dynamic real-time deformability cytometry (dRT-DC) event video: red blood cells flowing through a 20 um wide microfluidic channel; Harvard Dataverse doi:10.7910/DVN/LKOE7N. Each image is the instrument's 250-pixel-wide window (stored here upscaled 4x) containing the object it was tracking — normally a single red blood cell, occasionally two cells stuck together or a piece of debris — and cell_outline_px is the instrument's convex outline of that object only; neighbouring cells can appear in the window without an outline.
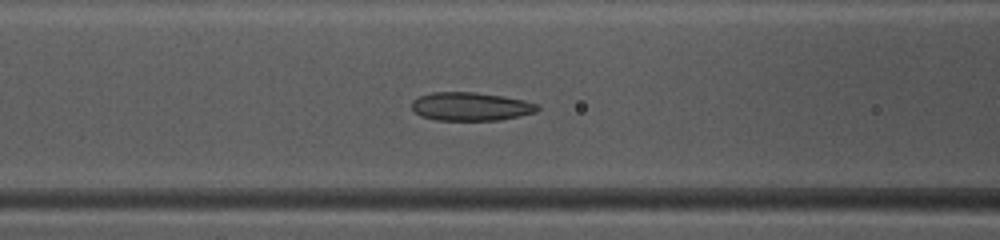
{"species": "common noctule bat (a hibernating species)", "species_latin": "Nyctalus noctula", "temperature_condition": "warm", "stored_images_in_passage": 37, "camera_frame_rate_fps": 3000, "um_per_image_px": 0.085, "animal": {"sex": "female", "body_mass_g": 10.0, "forearm_length_mm": 53.1}, "frame": {"image": 1, "passage_image": 9, "time_ms": 2.667, "image_size_px": [1000, 240], "cell_outline_px": [[540, 108], [536, 112], [500, 120], [436, 120], [420, 116], [412, 112], [412, 100], [420, 96], [432, 92], [476, 92], [524, 100], [540, 104]], "centroid_in_image_um": [39.99, 9.05], "position_along_channel_um": 126.6, "area_um2": 20.92}}
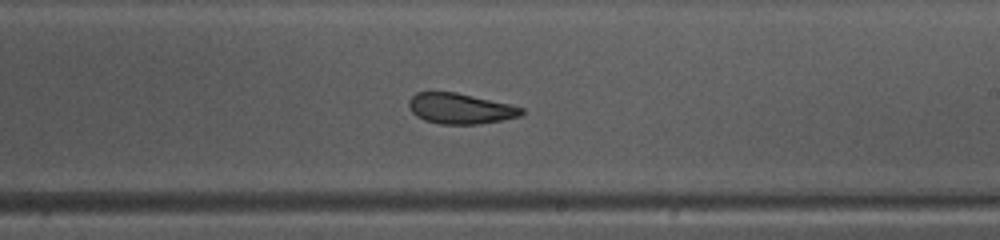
{"frame": {"image": 2, "passage_image": 18, "time_ms": 5.667, "image_size_px": [1000, 240], "cell_outline_px": [[524, 112], [520, 116], [504, 120], [476, 124], [440, 124], [424, 120], [416, 116], [412, 112], [408, 104], [408, 100], [416, 92], [456, 92], [508, 104], [524, 108]], "centroid_in_image_um": [39.1, 9.23], "position_along_channel_um": 249.9, "area_um2": 20.0}}
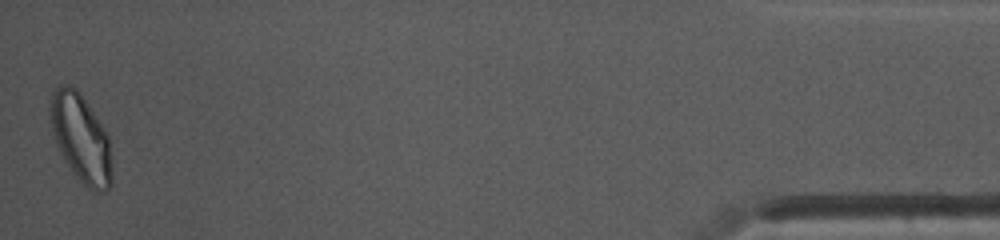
{"frame": {"image": 3, "passage_image": 37, "time_ms": 12.0, "image_size_px": [1000, 240], "cell_outline_px": [[112, 184], [104, 192], [96, 192], [88, 188], [76, 176], [68, 164], [56, 140], [52, 128], [48, 108], [52, 92], [60, 84], [68, 84], [76, 88], [108, 136], [112, 164]], "centroid_in_image_um": [6.88, 11.75], "position_along_channel_um": 428.3, "area_um2": 30.98}, "authors_computed_cell_mechanics": {"area_um2": 21.675, "velocity_mm_per_s": 4.1087, "shape_relaxation_time_tau1_ms": null, "shape_relaxation_time_tau2_ms": 2.0902, "deformation_change_tau1": null, "deformation_change_tau2": 0.0716}}